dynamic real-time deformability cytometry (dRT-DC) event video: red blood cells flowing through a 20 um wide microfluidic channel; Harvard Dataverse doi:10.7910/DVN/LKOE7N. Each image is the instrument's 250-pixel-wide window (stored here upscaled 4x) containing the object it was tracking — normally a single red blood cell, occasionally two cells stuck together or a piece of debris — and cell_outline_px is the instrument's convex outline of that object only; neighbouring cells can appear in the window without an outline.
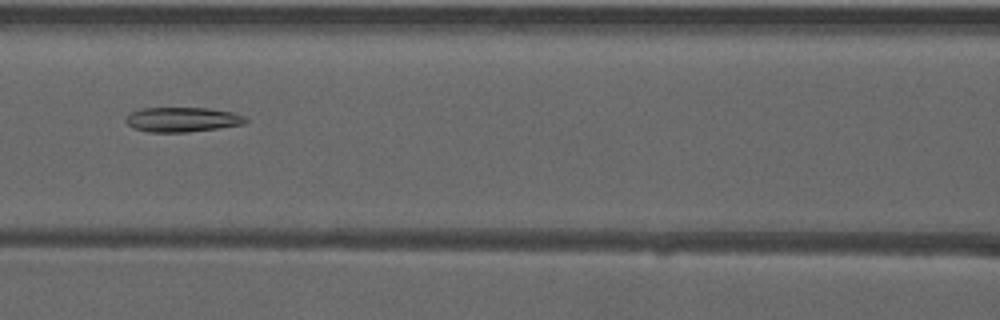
{"species": "common noctule bat (a hibernating species)", "species_latin": "Nyctalus noctula", "temperature_condition": "warm", "stored_images_in_passage": 38, "camera_frame_rate_fps": 3000, "um_per_image_px": 0.085, "animal": {"sex": "male", "forearm_length_mm": 52.5}, "frame": {"image": 1, "passage_image": 10, "time_ms": 3.0, "image_size_px": [1000, 320], "cell_outline_px": [[248, 120], [244, 124], [188, 132], [148, 132], [132, 128], [124, 120], [124, 116], [140, 108], [208, 108], [232, 112], [244, 116]], "centroid_in_image_um": [15.44, 10.16], "position_along_channel_um": 151.2, "area_um2": 17.28}}
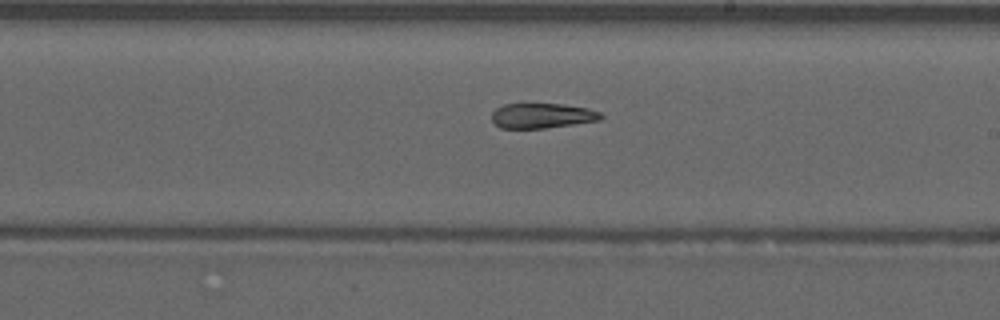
{"frame": {"image": 2, "passage_image": 17, "time_ms": 5.333, "image_size_px": [1000, 320], "cell_outline_px": [[604, 116], [600, 120], [544, 128], [500, 128], [492, 120], [492, 112], [496, 108], [504, 104], [560, 104], [588, 108], [600, 112]], "centroid_in_image_um": [46.07, 9.83], "position_along_channel_um": 242.9, "area_um2": 15.78}}
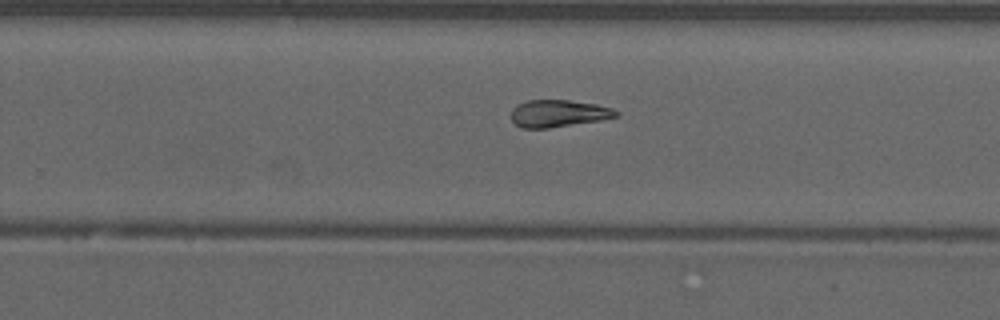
{"frame": {"image": 3, "passage_image": 20, "time_ms": 6.333, "image_size_px": [1000, 320], "cell_outline_px": [[620, 116], [600, 120], [548, 128], [520, 128], [512, 120], [512, 108], [516, 104], [528, 100], [568, 100], [596, 104], [612, 108], [620, 112]], "centroid_in_image_um": [47.47, 9.64], "position_along_channel_um": 282.3, "area_um2": 16.65}, "authors_computed_cell_mechanics": {"area_um2": 17.629, "velocity_mm_per_s": 3.953, "shape_relaxation_time_tau1_ms": null, "shape_relaxation_time_tau2_ms": 4.1037, "deformation_change_tau1": null, "deformation_change_tau2": 0.1346}}